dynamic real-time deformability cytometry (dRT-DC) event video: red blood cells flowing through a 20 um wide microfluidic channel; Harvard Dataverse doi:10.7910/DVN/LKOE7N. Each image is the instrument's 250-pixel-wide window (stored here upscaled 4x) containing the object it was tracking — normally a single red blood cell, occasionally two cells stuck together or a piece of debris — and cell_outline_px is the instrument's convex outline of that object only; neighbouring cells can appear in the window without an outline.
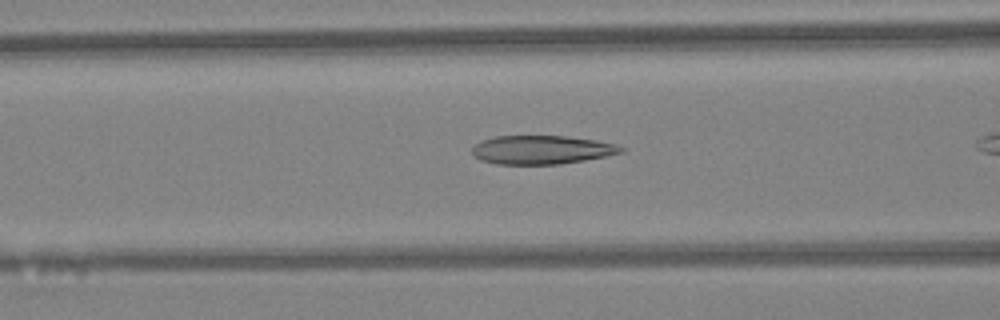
{"species": "Egyptian fruit bat (a non-hibernating species)", "species_latin": "Rousettus aegyptiacus", "temperature_condition": "warm", "stored_images_in_passage": 22, "camera_frame_rate_fps": 3000, "um_per_image_px": 0.085, "animal": {"sex": "female"}, "frame": {"image": 1, "passage_image": 4, "time_ms": 1.0, "image_size_px": [1000, 320], "cell_outline_px": [[628, 148], [624, 152], [584, 160], [560, 164], [496, 164], [480, 160], [472, 152], [472, 148], [476, 144], [484, 140], [496, 136], [568, 136], [596, 140], [616, 144]], "centroid_in_image_um": [46.09, 12.73], "position_along_channel_um": 120.5, "area_um2": 24.85}}
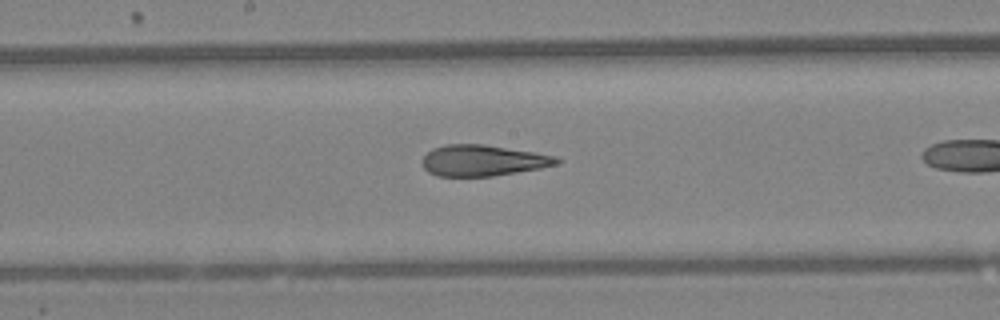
{"frame": {"image": 2, "passage_image": 10, "time_ms": 3.0, "image_size_px": [1000, 320], "cell_outline_px": [[564, 160], [560, 164], [540, 168], [492, 176], [436, 176], [428, 172], [424, 168], [420, 160], [432, 148], [448, 144], [484, 144], [556, 156]], "centroid_in_image_um": [41.04, 13.64], "position_along_channel_um": 207.2, "area_um2": 24.39}}
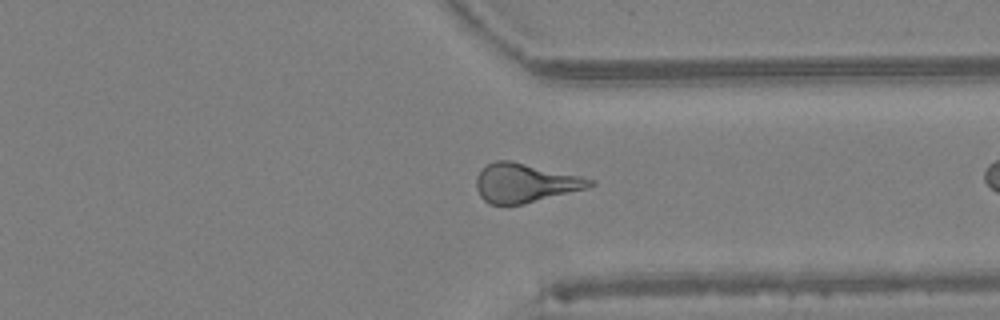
{"frame": {"image": 3, "passage_image": 21, "time_ms": 6.667, "image_size_px": [1000, 320], "cell_outline_px": [[596, 184], [584, 188], [524, 204], [488, 204], [480, 196], [476, 188], [476, 176], [488, 164], [496, 160], [508, 160], [580, 176], [596, 180]], "centroid_in_image_um": [44.59, 15.55], "position_along_channel_um": 366.8, "area_um2": 25.32}}